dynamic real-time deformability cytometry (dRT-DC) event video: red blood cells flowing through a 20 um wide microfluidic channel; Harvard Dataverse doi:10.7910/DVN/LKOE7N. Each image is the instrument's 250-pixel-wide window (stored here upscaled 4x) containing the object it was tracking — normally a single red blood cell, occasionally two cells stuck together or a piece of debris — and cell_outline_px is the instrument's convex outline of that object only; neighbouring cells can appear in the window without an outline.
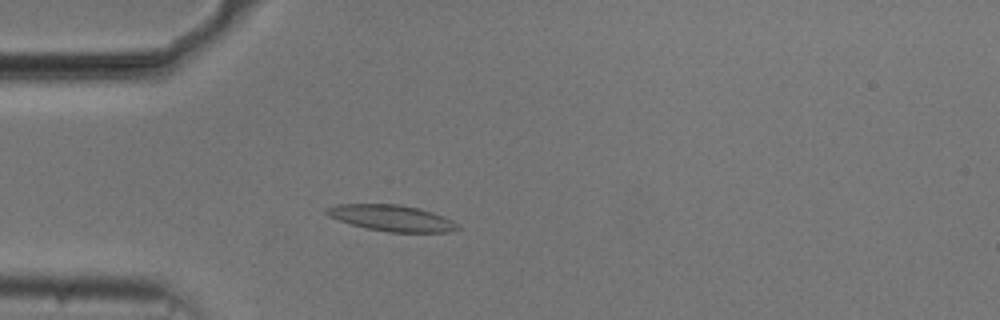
{"species": "common noctule bat (a hibernating species)", "species_latin": "Nyctalus noctula", "temperature_condition": "cold", "stored_images_in_passage": 52, "camera_frame_rate_fps": 3000, "um_per_image_px": 0.085, "animal": {"sex": "male", "body_mass_g": 20.5, "forearm_length_mm": 52.5}, "frame": {"image": 1, "passage_image": 13, "time_ms": 4.0, "image_size_px": [1000, 320], "cell_outline_px": [[460, 228], [452, 232], [388, 232], [364, 228], [328, 216], [324, 212], [324, 208], [336, 204], [400, 204], [420, 208], [444, 216], [452, 220]], "centroid_in_image_um": [33.28, 18.53], "position_along_channel_um": 51.7, "area_um2": 20.11}}
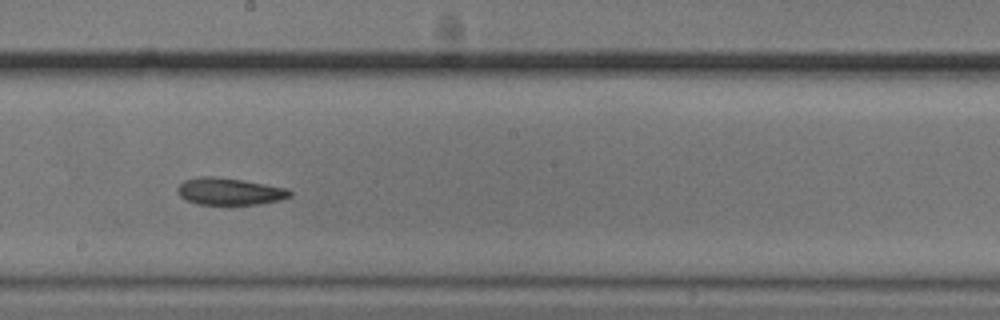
{"frame": {"image": 2, "passage_image": 28, "time_ms": 9.0, "image_size_px": [1000, 320], "cell_outline_px": [[292, 196], [280, 200], [256, 204], [196, 204], [184, 200], [180, 196], [176, 188], [184, 180], [200, 176], [212, 176], [240, 180], [288, 188], [292, 192]], "centroid_in_image_um": [19.48, 16.27], "position_along_channel_um": 228.7, "area_um2": 17.63}}
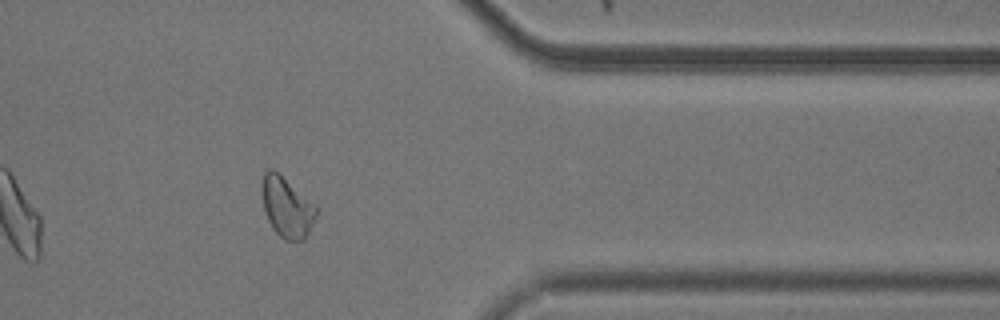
{"frame": {"image": 3, "passage_image": 42, "time_ms": 13.667, "image_size_px": [1000, 320], "cell_outline_px": [[316, 216], [304, 240], [284, 240], [272, 228], [268, 220], [264, 208], [260, 188], [260, 184], [264, 172], [268, 168], [272, 168], [312, 204], [316, 208]], "centroid_in_image_um": [24.31, 17.62], "position_along_channel_um": 387.1, "area_um2": 18.5}}